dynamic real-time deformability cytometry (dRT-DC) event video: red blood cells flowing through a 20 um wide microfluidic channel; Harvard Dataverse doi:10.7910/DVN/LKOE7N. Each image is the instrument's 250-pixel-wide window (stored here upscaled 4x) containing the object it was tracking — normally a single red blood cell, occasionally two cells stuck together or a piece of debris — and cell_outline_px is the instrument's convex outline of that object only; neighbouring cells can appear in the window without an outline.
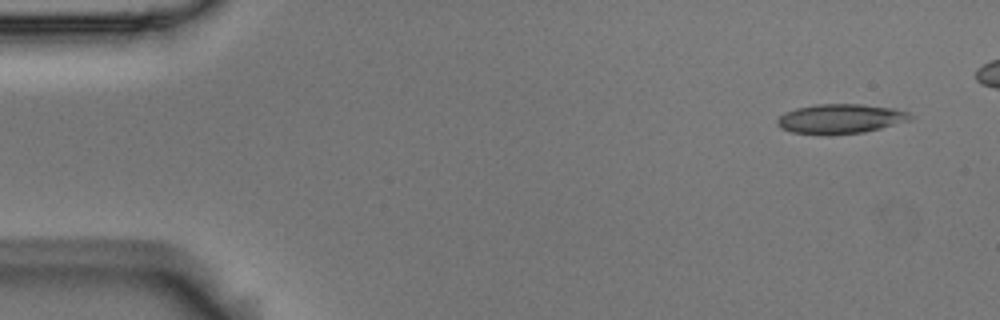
{"species": "Egyptian fruit bat (a non-hibernating species)", "species_latin": "Rousettus aegyptiacus", "temperature_condition": "room temperature", "stored_images_in_passage": 12, "camera_frame_rate_fps": 3000, "um_per_image_px": 0.085, "animal": {"sex": "male"}, "frame": {"image": 1, "passage_image": 1, "time_ms": 0.0, "image_size_px": [1000, 320], "cell_outline_px": [[916, 116], [908, 120], [880, 128], [864, 132], [792, 132], [780, 128], [776, 124], [776, 120], [784, 112], [796, 108], [816, 104], [860, 104], [892, 108], [908, 112]], "centroid_in_image_um": [71.43, 10.05], "position_along_channel_um": 13.6, "area_um2": 22.08}}